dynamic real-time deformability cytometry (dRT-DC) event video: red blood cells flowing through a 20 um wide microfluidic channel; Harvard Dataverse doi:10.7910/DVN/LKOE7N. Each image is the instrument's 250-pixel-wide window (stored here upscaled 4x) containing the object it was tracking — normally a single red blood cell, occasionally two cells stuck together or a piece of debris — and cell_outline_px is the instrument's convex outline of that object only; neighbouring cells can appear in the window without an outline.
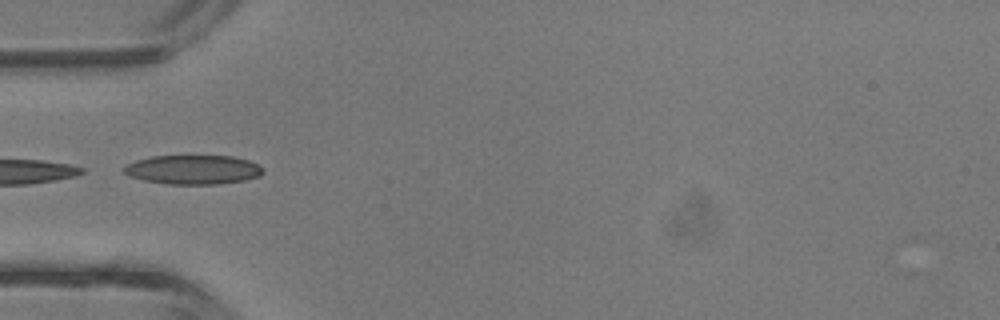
{"species": "common noctule bat (a hibernating species)", "species_latin": "Nyctalus noctula", "temperature_condition": "room temperature", "stored_images_in_passage": 5, "camera_frame_rate_fps": 3000, "um_per_image_px": 0.085, "animal": {"sex": "male", "body_mass_g": 13.3}, "frame": {"image": 1, "passage_image": 4, "time_ms": 1.0, "image_size_px": [1000, 320], "cell_outline_px": [[264, 172], [260, 176], [244, 180], [220, 184], [168, 184], [144, 180], [128, 176], [124, 172], [124, 168], [128, 164], [136, 160], [152, 156], [232, 156], [248, 160], [260, 164]], "centroid_in_image_um": [16.44, 14.42], "position_along_channel_um": 68.6, "area_um2": 23.7}}
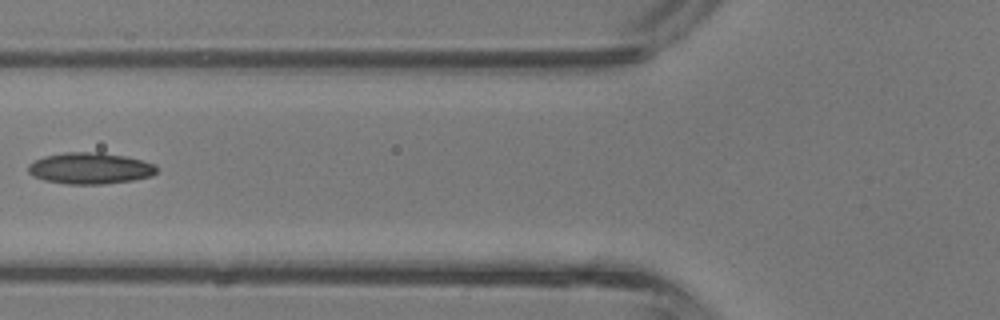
{"frame": {"image": 2, "passage_image": 5, "time_ms": 1.333, "image_size_px": [1000, 320], "cell_outline_px": [[156, 172], [152, 176], [132, 180], [104, 184], [68, 184], [44, 180], [32, 176], [28, 172], [28, 164], [44, 156], [64, 152], [100, 152], [124, 156], [156, 164]], "centroid_in_image_um": [7.63, 14.3], "position_along_channel_um": 118.2, "area_um2": 23.47}}